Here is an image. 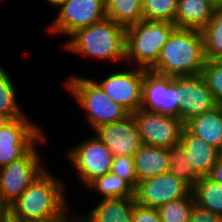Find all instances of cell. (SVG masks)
Returning <instances> with one entry per match:
<instances>
[{
    "label": "cell",
    "instance_id": "21",
    "mask_svg": "<svg viewBox=\"0 0 222 222\" xmlns=\"http://www.w3.org/2000/svg\"><path fill=\"white\" fill-rule=\"evenodd\" d=\"M107 18L127 28L143 21L141 0H104Z\"/></svg>",
    "mask_w": 222,
    "mask_h": 222
},
{
    "label": "cell",
    "instance_id": "1",
    "mask_svg": "<svg viewBox=\"0 0 222 222\" xmlns=\"http://www.w3.org/2000/svg\"><path fill=\"white\" fill-rule=\"evenodd\" d=\"M62 179L45 169L27 189L9 205L16 222H45L61 217L70 207Z\"/></svg>",
    "mask_w": 222,
    "mask_h": 222
},
{
    "label": "cell",
    "instance_id": "20",
    "mask_svg": "<svg viewBox=\"0 0 222 222\" xmlns=\"http://www.w3.org/2000/svg\"><path fill=\"white\" fill-rule=\"evenodd\" d=\"M184 127L192 135L203 139L222 153V106L193 117Z\"/></svg>",
    "mask_w": 222,
    "mask_h": 222
},
{
    "label": "cell",
    "instance_id": "38",
    "mask_svg": "<svg viewBox=\"0 0 222 222\" xmlns=\"http://www.w3.org/2000/svg\"><path fill=\"white\" fill-rule=\"evenodd\" d=\"M63 1H65V0H46V2L48 4H50L51 6H54V7H57Z\"/></svg>",
    "mask_w": 222,
    "mask_h": 222
},
{
    "label": "cell",
    "instance_id": "28",
    "mask_svg": "<svg viewBox=\"0 0 222 222\" xmlns=\"http://www.w3.org/2000/svg\"><path fill=\"white\" fill-rule=\"evenodd\" d=\"M193 194L169 201L157 208L161 222H189L194 204Z\"/></svg>",
    "mask_w": 222,
    "mask_h": 222
},
{
    "label": "cell",
    "instance_id": "33",
    "mask_svg": "<svg viewBox=\"0 0 222 222\" xmlns=\"http://www.w3.org/2000/svg\"><path fill=\"white\" fill-rule=\"evenodd\" d=\"M207 177L216 183L222 184V155L217 159Z\"/></svg>",
    "mask_w": 222,
    "mask_h": 222
},
{
    "label": "cell",
    "instance_id": "13",
    "mask_svg": "<svg viewBox=\"0 0 222 222\" xmlns=\"http://www.w3.org/2000/svg\"><path fill=\"white\" fill-rule=\"evenodd\" d=\"M192 189L170 171L138 182L135 200L138 204L158 208L169 201L189 196Z\"/></svg>",
    "mask_w": 222,
    "mask_h": 222
},
{
    "label": "cell",
    "instance_id": "30",
    "mask_svg": "<svg viewBox=\"0 0 222 222\" xmlns=\"http://www.w3.org/2000/svg\"><path fill=\"white\" fill-rule=\"evenodd\" d=\"M111 173L127 181L134 189L137 188V177L133 157L127 155L115 156L111 166Z\"/></svg>",
    "mask_w": 222,
    "mask_h": 222
},
{
    "label": "cell",
    "instance_id": "24",
    "mask_svg": "<svg viewBox=\"0 0 222 222\" xmlns=\"http://www.w3.org/2000/svg\"><path fill=\"white\" fill-rule=\"evenodd\" d=\"M87 188L97 191L102 199L135 198V189L127 181L111 172L93 180Z\"/></svg>",
    "mask_w": 222,
    "mask_h": 222
},
{
    "label": "cell",
    "instance_id": "31",
    "mask_svg": "<svg viewBox=\"0 0 222 222\" xmlns=\"http://www.w3.org/2000/svg\"><path fill=\"white\" fill-rule=\"evenodd\" d=\"M132 222H161V218L157 208L146 207L135 202Z\"/></svg>",
    "mask_w": 222,
    "mask_h": 222
},
{
    "label": "cell",
    "instance_id": "35",
    "mask_svg": "<svg viewBox=\"0 0 222 222\" xmlns=\"http://www.w3.org/2000/svg\"><path fill=\"white\" fill-rule=\"evenodd\" d=\"M13 119L5 113H0V129L9 124Z\"/></svg>",
    "mask_w": 222,
    "mask_h": 222
},
{
    "label": "cell",
    "instance_id": "6",
    "mask_svg": "<svg viewBox=\"0 0 222 222\" xmlns=\"http://www.w3.org/2000/svg\"><path fill=\"white\" fill-rule=\"evenodd\" d=\"M94 136L70 147L66 152L67 159L77 172L85 186L93 180L111 172L114 156L110 149L93 133Z\"/></svg>",
    "mask_w": 222,
    "mask_h": 222
},
{
    "label": "cell",
    "instance_id": "5",
    "mask_svg": "<svg viewBox=\"0 0 222 222\" xmlns=\"http://www.w3.org/2000/svg\"><path fill=\"white\" fill-rule=\"evenodd\" d=\"M176 26L169 22L141 21L126 28V63L150 69ZM136 64V65H135Z\"/></svg>",
    "mask_w": 222,
    "mask_h": 222
},
{
    "label": "cell",
    "instance_id": "17",
    "mask_svg": "<svg viewBox=\"0 0 222 222\" xmlns=\"http://www.w3.org/2000/svg\"><path fill=\"white\" fill-rule=\"evenodd\" d=\"M217 4L215 0H178L174 25L202 30L211 21Z\"/></svg>",
    "mask_w": 222,
    "mask_h": 222
},
{
    "label": "cell",
    "instance_id": "34",
    "mask_svg": "<svg viewBox=\"0 0 222 222\" xmlns=\"http://www.w3.org/2000/svg\"><path fill=\"white\" fill-rule=\"evenodd\" d=\"M70 213L71 212L67 210L61 217L45 222H77L79 213H73V215H70Z\"/></svg>",
    "mask_w": 222,
    "mask_h": 222
},
{
    "label": "cell",
    "instance_id": "2",
    "mask_svg": "<svg viewBox=\"0 0 222 222\" xmlns=\"http://www.w3.org/2000/svg\"><path fill=\"white\" fill-rule=\"evenodd\" d=\"M206 60L201 30L175 28L150 70L173 77L199 75Z\"/></svg>",
    "mask_w": 222,
    "mask_h": 222
},
{
    "label": "cell",
    "instance_id": "3",
    "mask_svg": "<svg viewBox=\"0 0 222 222\" xmlns=\"http://www.w3.org/2000/svg\"><path fill=\"white\" fill-rule=\"evenodd\" d=\"M126 28L109 18L74 32L61 48L100 61H126Z\"/></svg>",
    "mask_w": 222,
    "mask_h": 222
},
{
    "label": "cell",
    "instance_id": "10",
    "mask_svg": "<svg viewBox=\"0 0 222 222\" xmlns=\"http://www.w3.org/2000/svg\"><path fill=\"white\" fill-rule=\"evenodd\" d=\"M181 98L177 88V76L162 75L144 69L141 105L143 110L179 118Z\"/></svg>",
    "mask_w": 222,
    "mask_h": 222
},
{
    "label": "cell",
    "instance_id": "37",
    "mask_svg": "<svg viewBox=\"0 0 222 222\" xmlns=\"http://www.w3.org/2000/svg\"><path fill=\"white\" fill-rule=\"evenodd\" d=\"M0 222H16V220L8 213L6 216L0 219Z\"/></svg>",
    "mask_w": 222,
    "mask_h": 222
},
{
    "label": "cell",
    "instance_id": "23",
    "mask_svg": "<svg viewBox=\"0 0 222 222\" xmlns=\"http://www.w3.org/2000/svg\"><path fill=\"white\" fill-rule=\"evenodd\" d=\"M207 60L222 58V3L214 9L211 21L201 30Z\"/></svg>",
    "mask_w": 222,
    "mask_h": 222
},
{
    "label": "cell",
    "instance_id": "18",
    "mask_svg": "<svg viewBox=\"0 0 222 222\" xmlns=\"http://www.w3.org/2000/svg\"><path fill=\"white\" fill-rule=\"evenodd\" d=\"M135 198L102 199L87 214L78 216L79 222H132Z\"/></svg>",
    "mask_w": 222,
    "mask_h": 222
},
{
    "label": "cell",
    "instance_id": "11",
    "mask_svg": "<svg viewBox=\"0 0 222 222\" xmlns=\"http://www.w3.org/2000/svg\"><path fill=\"white\" fill-rule=\"evenodd\" d=\"M132 116L143 144L165 148L180 144L184 123L178 117L142 108L133 112Z\"/></svg>",
    "mask_w": 222,
    "mask_h": 222
},
{
    "label": "cell",
    "instance_id": "12",
    "mask_svg": "<svg viewBox=\"0 0 222 222\" xmlns=\"http://www.w3.org/2000/svg\"><path fill=\"white\" fill-rule=\"evenodd\" d=\"M94 81L112 101L130 114L141 108L144 68L133 66L121 72H113L101 81Z\"/></svg>",
    "mask_w": 222,
    "mask_h": 222
},
{
    "label": "cell",
    "instance_id": "32",
    "mask_svg": "<svg viewBox=\"0 0 222 222\" xmlns=\"http://www.w3.org/2000/svg\"><path fill=\"white\" fill-rule=\"evenodd\" d=\"M189 222H222V216L208 211L194 203L191 209Z\"/></svg>",
    "mask_w": 222,
    "mask_h": 222
},
{
    "label": "cell",
    "instance_id": "36",
    "mask_svg": "<svg viewBox=\"0 0 222 222\" xmlns=\"http://www.w3.org/2000/svg\"><path fill=\"white\" fill-rule=\"evenodd\" d=\"M9 213V206L0 197V219Z\"/></svg>",
    "mask_w": 222,
    "mask_h": 222
},
{
    "label": "cell",
    "instance_id": "15",
    "mask_svg": "<svg viewBox=\"0 0 222 222\" xmlns=\"http://www.w3.org/2000/svg\"><path fill=\"white\" fill-rule=\"evenodd\" d=\"M94 132L114 157L122 155L133 157L143 144L132 114L122 120L102 125Z\"/></svg>",
    "mask_w": 222,
    "mask_h": 222
},
{
    "label": "cell",
    "instance_id": "16",
    "mask_svg": "<svg viewBox=\"0 0 222 222\" xmlns=\"http://www.w3.org/2000/svg\"><path fill=\"white\" fill-rule=\"evenodd\" d=\"M180 144L186 152L190 166L200 177H207L222 153L203 139L192 135L183 128Z\"/></svg>",
    "mask_w": 222,
    "mask_h": 222
},
{
    "label": "cell",
    "instance_id": "22",
    "mask_svg": "<svg viewBox=\"0 0 222 222\" xmlns=\"http://www.w3.org/2000/svg\"><path fill=\"white\" fill-rule=\"evenodd\" d=\"M191 192L196 204L222 216V184L201 177Z\"/></svg>",
    "mask_w": 222,
    "mask_h": 222
},
{
    "label": "cell",
    "instance_id": "39",
    "mask_svg": "<svg viewBox=\"0 0 222 222\" xmlns=\"http://www.w3.org/2000/svg\"><path fill=\"white\" fill-rule=\"evenodd\" d=\"M217 3H222V0H215Z\"/></svg>",
    "mask_w": 222,
    "mask_h": 222
},
{
    "label": "cell",
    "instance_id": "7",
    "mask_svg": "<svg viewBox=\"0 0 222 222\" xmlns=\"http://www.w3.org/2000/svg\"><path fill=\"white\" fill-rule=\"evenodd\" d=\"M45 136L20 160L0 168V197L9 206L41 174L42 165L38 145L46 143Z\"/></svg>",
    "mask_w": 222,
    "mask_h": 222
},
{
    "label": "cell",
    "instance_id": "26",
    "mask_svg": "<svg viewBox=\"0 0 222 222\" xmlns=\"http://www.w3.org/2000/svg\"><path fill=\"white\" fill-rule=\"evenodd\" d=\"M16 93L12 78L6 69L0 65V113L8 114L12 119L26 115L18 103Z\"/></svg>",
    "mask_w": 222,
    "mask_h": 222
},
{
    "label": "cell",
    "instance_id": "19",
    "mask_svg": "<svg viewBox=\"0 0 222 222\" xmlns=\"http://www.w3.org/2000/svg\"><path fill=\"white\" fill-rule=\"evenodd\" d=\"M138 182L170 171L167 148L142 144L133 156Z\"/></svg>",
    "mask_w": 222,
    "mask_h": 222
},
{
    "label": "cell",
    "instance_id": "29",
    "mask_svg": "<svg viewBox=\"0 0 222 222\" xmlns=\"http://www.w3.org/2000/svg\"><path fill=\"white\" fill-rule=\"evenodd\" d=\"M202 75L219 106H222V61L206 60Z\"/></svg>",
    "mask_w": 222,
    "mask_h": 222
},
{
    "label": "cell",
    "instance_id": "4",
    "mask_svg": "<svg viewBox=\"0 0 222 222\" xmlns=\"http://www.w3.org/2000/svg\"><path fill=\"white\" fill-rule=\"evenodd\" d=\"M67 79L63 84L64 88L75 97L93 131L102 125L122 120L130 114L120 104L112 101L94 79L76 75Z\"/></svg>",
    "mask_w": 222,
    "mask_h": 222
},
{
    "label": "cell",
    "instance_id": "27",
    "mask_svg": "<svg viewBox=\"0 0 222 222\" xmlns=\"http://www.w3.org/2000/svg\"><path fill=\"white\" fill-rule=\"evenodd\" d=\"M178 0H145L142 16L145 21L169 22L174 24Z\"/></svg>",
    "mask_w": 222,
    "mask_h": 222
},
{
    "label": "cell",
    "instance_id": "9",
    "mask_svg": "<svg viewBox=\"0 0 222 222\" xmlns=\"http://www.w3.org/2000/svg\"><path fill=\"white\" fill-rule=\"evenodd\" d=\"M45 134L27 115L0 129V168L24 157Z\"/></svg>",
    "mask_w": 222,
    "mask_h": 222
},
{
    "label": "cell",
    "instance_id": "14",
    "mask_svg": "<svg viewBox=\"0 0 222 222\" xmlns=\"http://www.w3.org/2000/svg\"><path fill=\"white\" fill-rule=\"evenodd\" d=\"M177 88L182 96L179 119L184 124L193 117L207 113L219 106L202 74L177 76Z\"/></svg>",
    "mask_w": 222,
    "mask_h": 222
},
{
    "label": "cell",
    "instance_id": "8",
    "mask_svg": "<svg viewBox=\"0 0 222 222\" xmlns=\"http://www.w3.org/2000/svg\"><path fill=\"white\" fill-rule=\"evenodd\" d=\"M58 13L48 31L70 37L79 29L104 20L107 15L104 0H65L56 9Z\"/></svg>",
    "mask_w": 222,
    "mask_h": 222
},
{
    "label": "cell",
    "instance_id": "25",
    "mask_svg": "<svg viewBox=\"0 0 222 222\" xmlns=\"http://www.w3.org/2000/svg\"><path fill=\"white\" fill-rule=\"evenodd\" d=\"M167 153L170 172L192 189L201 177L195 172L193 166H190L186 152L181 144L167 148Z\"/></svg>",
    "mask_w": 222,
    "mask_h": 222
}]
</instances>
